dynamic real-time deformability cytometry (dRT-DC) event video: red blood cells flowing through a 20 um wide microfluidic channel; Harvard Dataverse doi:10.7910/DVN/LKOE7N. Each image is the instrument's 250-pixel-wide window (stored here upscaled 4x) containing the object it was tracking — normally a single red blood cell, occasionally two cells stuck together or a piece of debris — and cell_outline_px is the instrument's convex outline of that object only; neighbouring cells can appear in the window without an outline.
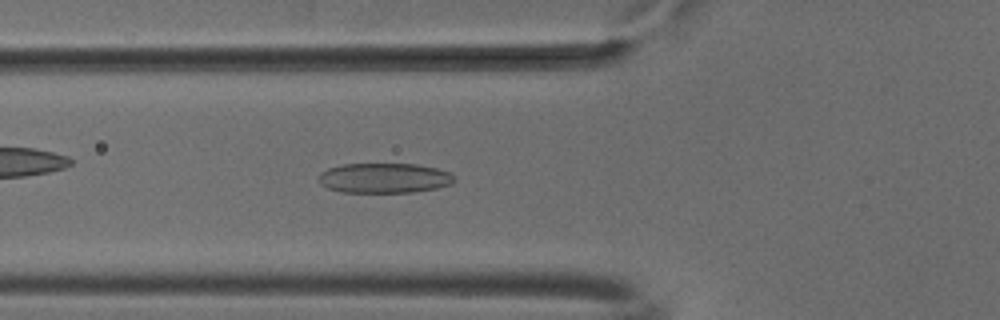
{"species": "common noctule bat (a hibernating species)", "species_latin": "Nyctalus noctula", "temperature_condition": "cold", "stored_images_in_passage": 51, "camera_frame_rate_fps": 3000, "um_per_image_px": 0.085, "animal": {"sex": "male", "body_mass_g": 18.8}, "frame": {"image": 1, "passage_image": 18, "time_ms": 5.667, "image_size_px": [1000, 320], "cell_outline_px": [[456, 180], [452, 184], [436, 188], [412, 192], [344, 192], [328, 188], [320, 184], [320, 172], [328, 168], [344, 164], [416, 164], [436, 168], [452, 172], [456, 176]], "centroid_in_image_um": [32.72, 15.13], "position_along_channel_um": 93.1, "area_um2": 23.76}}
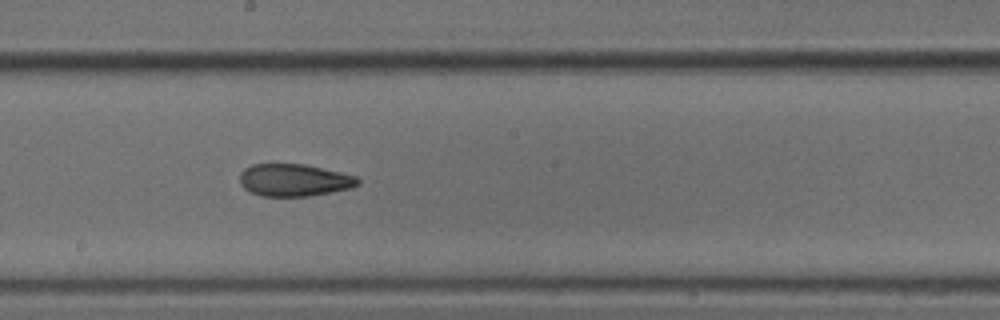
{"frame": {"image": 2, "passage_image": 28, "time_ms": 9.0, "image_size_px": [1000, 320], "cell_outline_px": [[360, 184], [352, 188], [308, 196], [260, 196], [248, 192], [240, 184], [240, 172], [244, 168], [252, 164], [304, 164], [340, 172], [356, 176], [360, 180]], "centroid_in_image_um": [24.98, 15.31], "position_along_channel_um": 223.2, "area_um2": 22.37}}
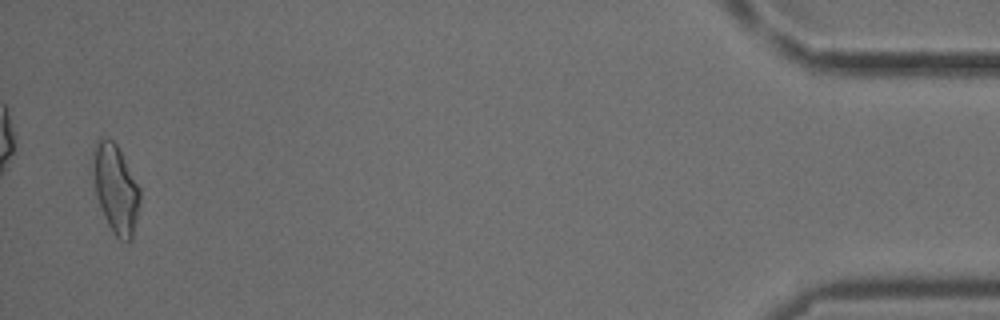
{"frame": {"image": 3, "passage_image": 50, "time_ms": 16.333, "image_size_px": [1000, 320], "cell_outline_px": [[140, 200], [132, 240], [120, 240], [112, 232], [100, 208], [96, 196], [92, 168], [92, 152], [96, 140], [100, 136], [108, 136], [116, 144], [140, 188]], "centroid_in_image_um": [9.8, 16.0], "position_along_channel_um": 425.4, "area_um2": 24.39}, "authors_computed_cell_mechanics": {"area_um2": 23.0622, "velocity_mm_per_s": 3.8769, "shape_relaxation_time_tau1_ms": null, "shape_relaxation_time_tau2_ms": 2.5334, "deformation_change_tau1": null, "deformation_change_tau2": 0.0985}}